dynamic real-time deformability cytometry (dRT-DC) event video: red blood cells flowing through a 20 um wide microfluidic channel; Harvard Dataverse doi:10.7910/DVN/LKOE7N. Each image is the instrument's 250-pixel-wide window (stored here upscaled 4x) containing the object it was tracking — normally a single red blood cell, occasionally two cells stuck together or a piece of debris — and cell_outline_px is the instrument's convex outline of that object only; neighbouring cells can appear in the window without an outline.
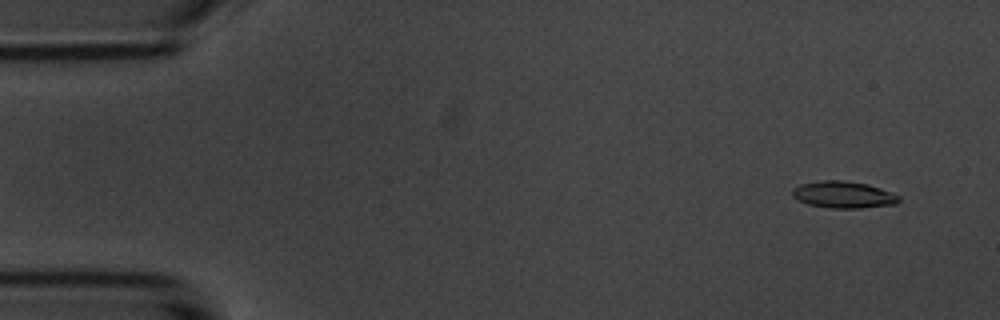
{"species": "common noctule bat (a hibernating species)", "species_latin": "Nyctalus noctula", "temperature_condition": "room temperature", "stored_images_in_passage": 54, "camera_frame_rate_fps": 3000, "um_per_image_px": 0.085, "animal": {"sex": "male", "body_mass_g": 20.1, "forearm_length_mm": 53.5}, "frame": {"image": 1, "passage_image": 4, "time_ms": 1.0, "image_size_px": [1000, 320], "cell_outline_px": [[900, 200], [896, 204], [860, 208], [828, 208], [808, 204], [792, 196], [792, 188], [800, 184], [820, 180], [844, 180], [868, 184], [880, 188], [900, 196]], "centroid_in_image_um": [71.68, 16.54], "position_along_channel_um": 13.3, "area_um2": 16.7}}
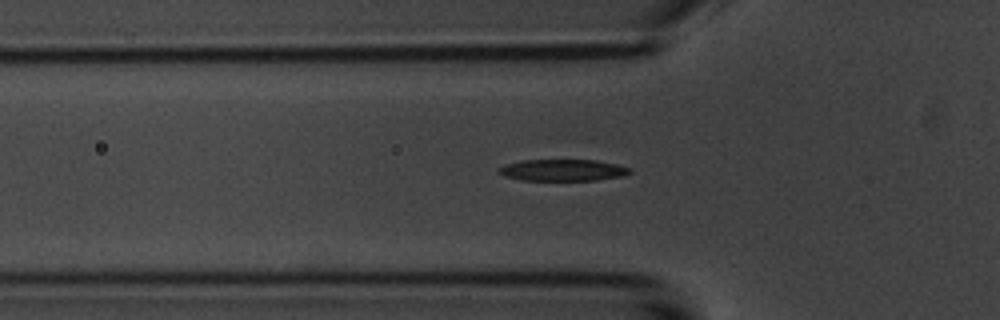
{"frame": {"image": 2, "passage_image": 18, "time_ms": 5.667, "image_size_px": [1000, 320], "cell_outline_px": [[632, 172], [624, 176], [596, 180], [524, 180], [504, 176], [496, 172], [504, 164], [520, 160], [596, 160], [616, 164], [632, 168]], "centroid_in_image_um": [47.85, 14.46], "position_along_channel_um": 78.0, "area_um2": 16.59}}
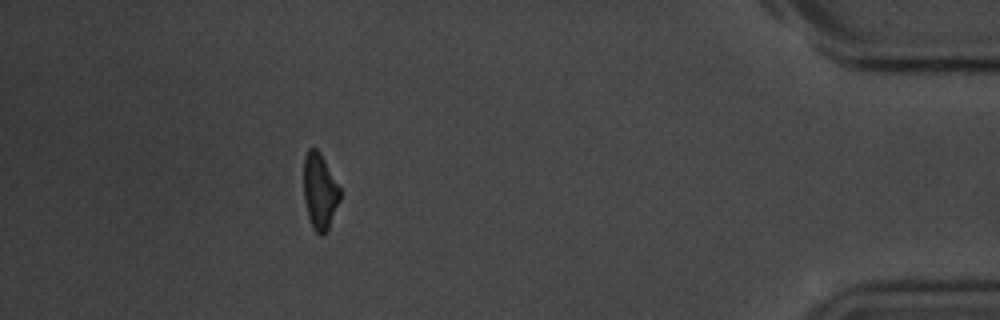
{"frame": {"image": 3, "passage_image": 49, "time_ms": 16.0, "image_size_px": [1000, 320], "cell_outline_px": [[340, 200], [328, 228], [320, 236], [312, 228], [308, 216], [304, 200], [304, 156], [308, 148], [316, 148], [320, 152], [340, 188]], "centroid_in_image_um": [27.17, 16.25], "position_along_channel_um": 408.0, "area_um2": 15.95}, "authors_computed_cell_mechanics": {"area_um2": 17.051, "velocity_mm_per_s": 3.7031, "shape_relaxation_time_tau1_ms": 2.2304, "shape_relaxation_time_tau2_ms": 5.8126, "deformation_change_tau1": 0.1503, "deformation_change_tau2": 0.154}}